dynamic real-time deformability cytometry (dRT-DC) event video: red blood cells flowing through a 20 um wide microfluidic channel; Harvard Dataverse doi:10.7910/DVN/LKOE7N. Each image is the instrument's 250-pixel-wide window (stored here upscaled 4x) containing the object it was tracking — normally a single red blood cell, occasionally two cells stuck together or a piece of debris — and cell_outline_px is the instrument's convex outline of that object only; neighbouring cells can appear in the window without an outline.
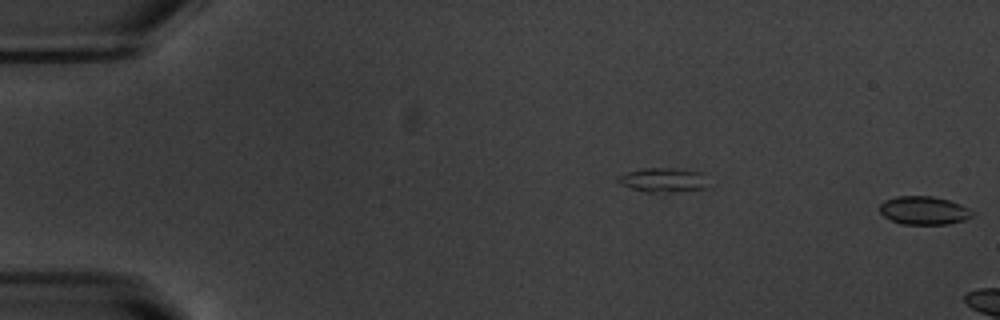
{"species": "common noctule bat (a hibernating species)", "species_latin": "Nyctalus noctula", "temperature_condition": "warm", "stored_images_in_passage": 11, "segment_of_instrument_passage": [2, 2], "camera_frame_rate_fps": 3000, "um_per_image_px": 0.085, "animal": {"sex": "male", "body_mass_g": 20.1, "forearm_length_mm": 53.5}, "frame": {"image": 1, "passage_image": 11, "time_ms": 3.333, "image_size_px": [1000, 320], "cell_outline_px": [[976, 212], [972, 216], [964, 220], [948, 224], [900, 224], [884, 216], [880, 212], [880, 204], [884, 200], [896, 196], [932, 196], [948, 200], [960, 204]], "centroid_in_image_um": [78.53, 17.89], "position_along_channel_um": 6.5, "area_um2": 15.32}}